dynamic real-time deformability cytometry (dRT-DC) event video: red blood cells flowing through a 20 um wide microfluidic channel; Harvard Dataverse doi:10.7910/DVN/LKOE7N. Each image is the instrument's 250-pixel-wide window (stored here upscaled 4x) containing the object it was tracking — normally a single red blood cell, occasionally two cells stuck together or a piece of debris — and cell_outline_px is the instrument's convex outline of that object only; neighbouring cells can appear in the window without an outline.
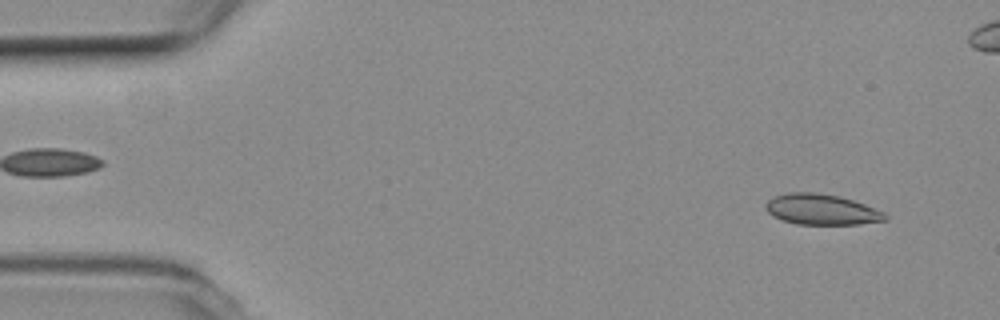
{"species": "common noctule bat (a hibernating species)", "species_latin": "Nyctalus noctula", "temperature_condition": "room temperature", "stored_images_in_passage": 12, "camera_frame_rate_fps": 3000, "um_per_image_px": 0.085, "animal": {"sex": "female", "body_mass_g": 19.3, "forearm_length_mm": 54.1}, "frame": {"image": 1, "passage_image": 4, "time_ms": 1.0, "image_size_px": [1000, 320], "cell_outline_px": [[888, 220], [856, 224], [796, 224], [772, 216], [764, 208], [764, 204], [772, 196], [788, 192], [812, 192], [840, 196], [864, 204], [884, 212], [888, 216]], "centroid_in_image_um": [69.79, 17.8], "position_along_channel_um": 15.2, "area_um2": 21.39}}